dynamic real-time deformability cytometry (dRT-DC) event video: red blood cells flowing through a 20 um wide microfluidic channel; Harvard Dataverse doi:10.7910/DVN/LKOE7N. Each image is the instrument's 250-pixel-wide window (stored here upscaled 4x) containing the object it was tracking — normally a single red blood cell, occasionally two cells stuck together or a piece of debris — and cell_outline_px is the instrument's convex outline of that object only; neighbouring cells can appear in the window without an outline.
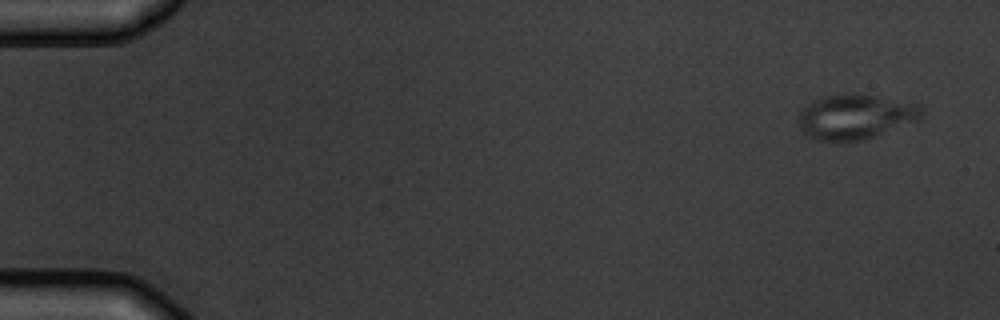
{"species": "common noctule bat (a hibernating species)", "species_latin": "Nyctalus noctula", "temperature_condition": "warm", "stored_images_in_passage": 5, "camera_frame_rate_fps": 3000, "um_per_image_px": 0.085, "animal": {"sex": "male", "body_mass_g": 19.5, "forearm_length_mm": 54.6}, "frame": {"image": 1, "passage_image": 1, "time_ms": 0.0, "image_size_px": [1000, 320], "cell_outline_px": [[924, 112], [920, 120], [864, 140], [816, 140], [800, 132], [800, 112], [804, 104], [820, 96], [848, 92], [860, 92], [920, 104], [924, 108]], "centroid_in_image_um": [72.73, 9.87], "position_along_channel_um": 12.3, "area_um2": 33.0}}